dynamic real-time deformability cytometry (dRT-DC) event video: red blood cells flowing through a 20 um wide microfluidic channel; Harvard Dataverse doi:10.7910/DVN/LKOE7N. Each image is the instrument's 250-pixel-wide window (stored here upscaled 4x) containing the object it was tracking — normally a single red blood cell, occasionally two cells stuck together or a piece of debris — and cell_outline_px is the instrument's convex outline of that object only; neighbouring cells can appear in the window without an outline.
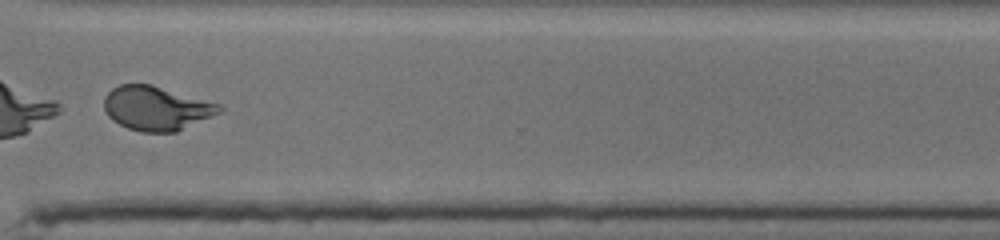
{"species": "human", "species_latin": "Homo sapiens", "temperature_condition": "cold", "stored_images_in_passage": 55, "segment_of_instrument_passage": [2, 2], "camera_frame_rate_fps": 3000, "um_per_image_px": 0.085, "donor": {"sex": "male"}, "frame": {"image": 1, "passage_image": 43, "time_ms": 14.0, "image_size_px": [1000, 240], "cell_outline_px": [[224, 108], [220, 112], [176, 132], [140, 132], [128, 128], [112, 120], [108, 116], [104, 108], [104, 96], [112, 88], [120, 84], [152, 84], [220, 104]], "centroid_in_image_um": [13.27, 9.19], "position_along_channel_um": 357.3, "area_um2": 29.59}}